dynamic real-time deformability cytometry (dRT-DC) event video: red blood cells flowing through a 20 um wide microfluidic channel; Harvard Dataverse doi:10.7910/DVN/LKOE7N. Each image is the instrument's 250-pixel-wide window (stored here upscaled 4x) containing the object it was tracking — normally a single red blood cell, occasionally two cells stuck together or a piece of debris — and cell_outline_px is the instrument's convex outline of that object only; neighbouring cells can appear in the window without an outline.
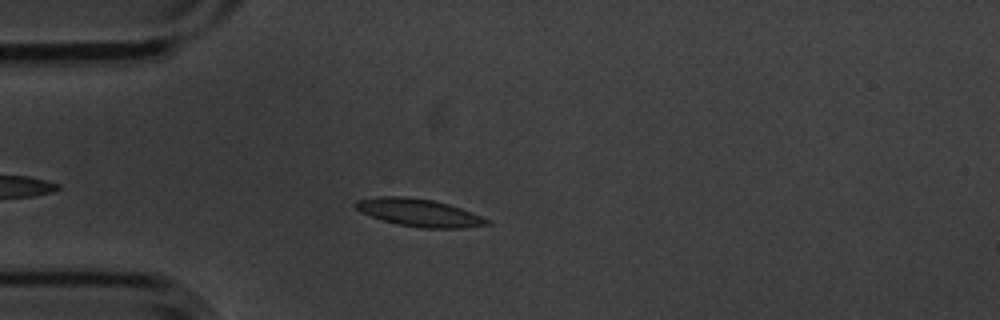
{"species": "common noctule bat (a hibernating species)", "species_latin": "Nyctalus noctula", "temperature_condition": "cold", "stored_images_in_passage": 43, "camera_frame_rate_fps": 3000, "um_per_image_px": 0.085, "animal": {"sex": "male", "body_mass_g": 20.1, "forearm_length_mm": 53.5}, "frame": {"image": 1, "passage_image": 8, "time_ms": 2.333, "image_size_px": [1000, 320], "cell_outline_px": [[492, 224], [460, 228], [420, 228], [396, 224], [360, 212], [352, 204], [356, 200], [376, 196], [404, 196], [432, 200], [448, 204], [472, 212], [488, 220]], "centroid_in_image_um": [35.57, 18.07], "position_along_channel_um": 49.4, "area_um2": 21.1}}
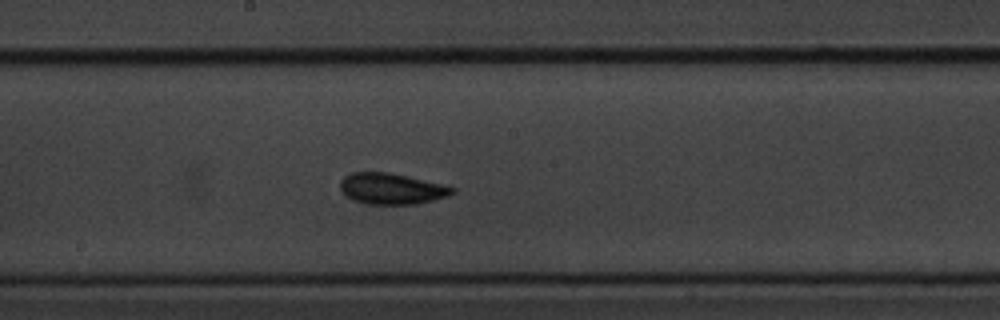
{"frame": {"image": 2, "passage_image": 23, "time_ms": 7.333, "image_size_px": [1000, 320], "cell_outline_px": [[456, 192], [448, 196], [416, 204], [368, 204], [352, 200], [340, 188], [340, 180], [344, 176], [352, 172], [388, 172], [408, 176], [444, 184], [456, 188]], "centroid_in_image_um": [33.31, 16.03], "position_along_channel_um": 214.9, "area_um2": 20.35}}
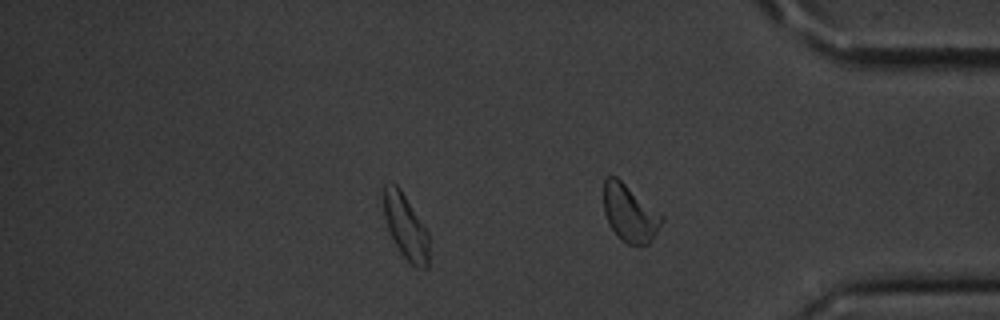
{"frame": {"image": 3, "passage_image": 38, "time_ms": 12.333, "image_size_px": [1000, 320], "cell_outline_px": [[428, 268], [416, 268], [400, 252], [388, 228], [384, 216], [384, 184], [396, 184], [400, 188], [428, 232]], "centroid_in_image_um": [34.49, 19.28], "position_along_channel_um": 400.7, "area_um2": 16.7}, "authors_computed_cell_mechanics": {"area_um2": 19.7098, "velocity_mm_per_s": 3.5399, "shape_relaxation_time_tau1_ms": 2.9351, "shape_relaxation_time_tau2_ms": 3.8703, "deformation_change_tau1": 0.0914, "deformation_change_tau2": 0.0838}}